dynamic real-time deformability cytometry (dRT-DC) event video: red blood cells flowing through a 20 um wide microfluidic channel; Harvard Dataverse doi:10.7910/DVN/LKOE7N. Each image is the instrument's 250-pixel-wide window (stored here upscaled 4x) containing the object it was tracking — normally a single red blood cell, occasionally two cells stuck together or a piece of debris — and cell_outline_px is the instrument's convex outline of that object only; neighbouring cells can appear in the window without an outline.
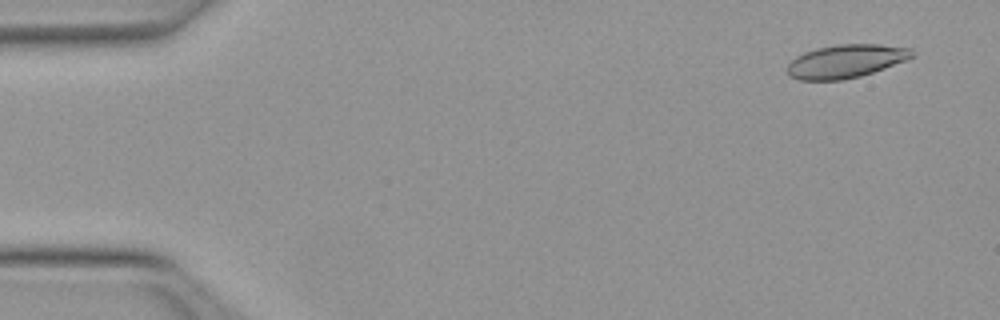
{"species": "Egyptian fruit bat (a non-hibernating species)", "species_latin": "Rousettus aegyptiacus", "temperature_condition": "warm", "stored_images_in_passage": 10, "camera_frame_rate_fps": 3000, "um_per_image_px": 0.085, "animal": {"sex": "female"}, "frame": {"image": 1, "passage_image": 3, "time_ms": 0.667, "image_size_px": [1000, 320], "cell_outline_px": [[916, 56], [908, 60], [860, 76], [840, 80], [800, 80], [792, 76], [788, 72], [788, 64], [796, 56], [804, 52], [816, 48], [836, 44], [880, 44], [912, 48], [916, 52]], "centroid_in_image_um": [71.96, 5.18], "position_along_channel_um": 13.0, "area_um2": 24.33}}